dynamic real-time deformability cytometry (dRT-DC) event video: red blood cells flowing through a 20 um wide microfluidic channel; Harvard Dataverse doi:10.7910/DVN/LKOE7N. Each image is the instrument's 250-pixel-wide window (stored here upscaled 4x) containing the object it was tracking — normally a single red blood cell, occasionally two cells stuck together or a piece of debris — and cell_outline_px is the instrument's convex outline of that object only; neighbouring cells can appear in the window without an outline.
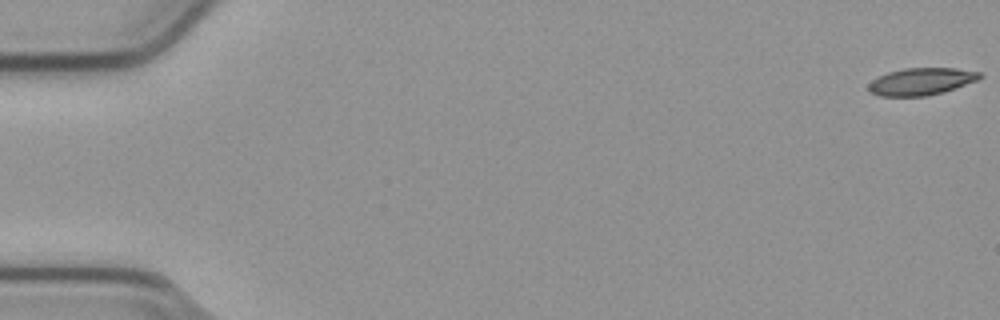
{"species": "common noctule bat (a hibernating species)", "species_latin": "Nyctalus noctula", "temperature_condition": "cold", "stored_images_in_passage": 55, "camera_frame_rate_fps": 3000, "um_per_image_px": 0.085, "animal": {"sex": "male", "body_mass_g": 23.1, "forearm_length_mm": 52.7}, "frame": {"image": 1, "passage_image": 1, "time_ms": 0.0, "image_size_px": [1000, 320], "cell_outline_px": [[984, 76], [976, 80], [940, 92], [924, 96], [880, 96], [872, 92], [868, 88], [868, 84], [872, 80], [888, 72], [904, 68], [956, 68], [980, 72]], "centroid_in_image_um": [78.28, 6.91], "position_along_channel_um": 6.7, "area_um2": 17.22}}
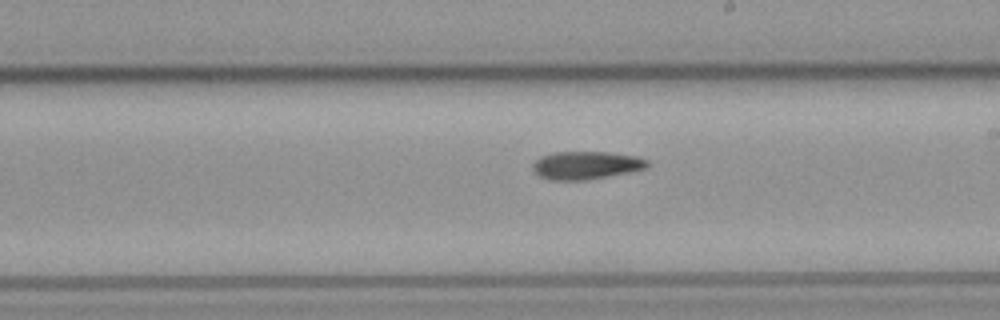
{"frame": {"image": 2, "passage_image": 32, "time_ms": 10.333, "image_size_px": [1000, 320], "cell_outline_px": [[648, 164], [644, 168], [628, 172], [588, 180], [548, 180], [540, 176], [532, 168], [532, 164], [540, 156], [556, 152], [608, 152], [636, 156], [648, 160]], "centroid_in_image_um": [49.78, 14.05], "position_along_channel_um": 239.2, "area_um2": 18.55}}
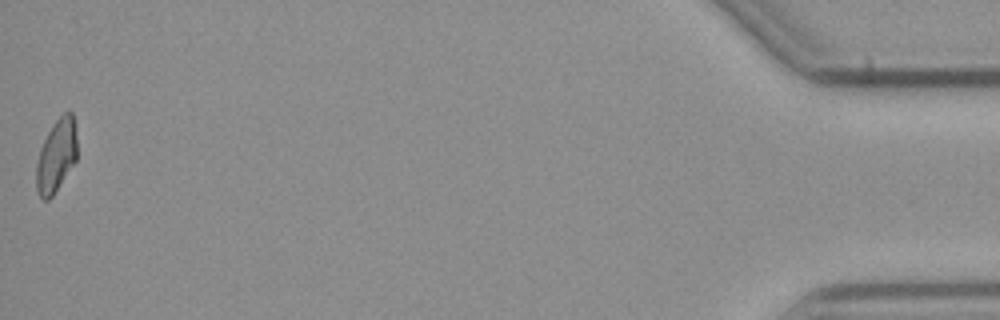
{"frame": {"image": 3, "passage_image": 55, "time_ms": 18.0, "image_size_px": [1000, 320], "cell_outline_px": [[76, 160], [52, 196], [48, 200], [44, 200], [40, 196], [36, 188], [36, 164], [40, 148], [52, 124], [68, 108], [72, 112], [76, 136]], "centroid_in_image_um": [4.78, 13.21], "position_along_channel_um": 430.4, "area_um2": 17.17}, "authors_computed_cell_mechanics": {"area_um2": 18.3804, "velocity_mm_per_s": 3.805, "shape_relaxation_time_tau1_ms": null, "shape_relaxation_time_tau2_ms": 11.3821, "deformation_change_tau1": null, "deformation_change_tau2": 0.2076}}